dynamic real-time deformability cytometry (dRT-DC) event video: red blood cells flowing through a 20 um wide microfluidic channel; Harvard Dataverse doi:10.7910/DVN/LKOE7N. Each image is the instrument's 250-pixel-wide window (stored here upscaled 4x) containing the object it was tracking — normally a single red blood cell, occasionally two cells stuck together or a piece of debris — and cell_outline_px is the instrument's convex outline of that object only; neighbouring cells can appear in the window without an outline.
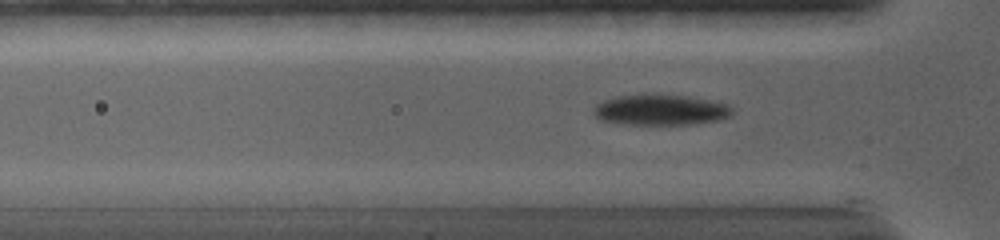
{"species": "common noctule bat (a hibernating species)", "species_latin": "Nyctalus noctula", "temperature_condition": "warm", "stored_images_in_passage": 109, "camera_frame_rate_fps": 5000, "um_per_image_px": 0.085, "animal": {"sex": "female", "body_mass_g": 19.0, "forearm_length_mm": 56.7}, "frame": {"image": 1, "passage_image": 20, "time_ms": 3.6, "image_size_px": [1000, 240], "cell_outline_px": [[732, 116], [720, 120], [700, 124], [628, 124], [600, 120], [592, 112], [592, 108], [596, 104], [604, 100], [616, 96], [644, 92], [660, 92], [708, 100], [728, 104], [732, 108]], "centroid_in_image_um": [56.13, 9.31], "position_along_channel_um": 69.7, "area_um2": 25.55}}
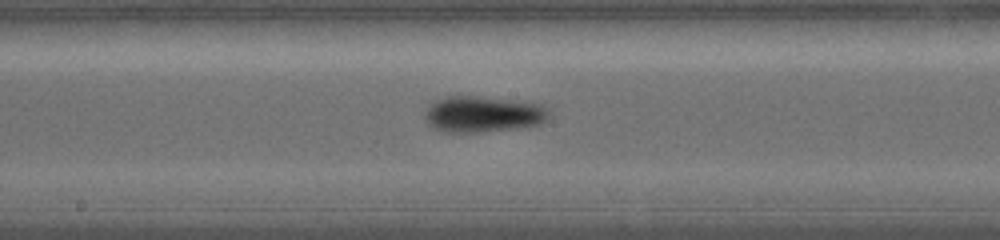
{"frame": {"image": 2, "passage_image": 46, "time_ms": 7.2, "image_size_px": [1000, 240], "cell_outline_px": [[552, 116], [548, 120], [540, 124], [520, 128], [480, 132], [440, 132], [432, 128], [428, 124], [424, 116], [428, 104], [432, 100], [444, 96], [480, 96], [520, 100], [544, 104], [552, 112]], "centroid_in_image_um": [41.09, 9.69], "position_along_channel_um": 207.1, "area_um2": 27.17}}
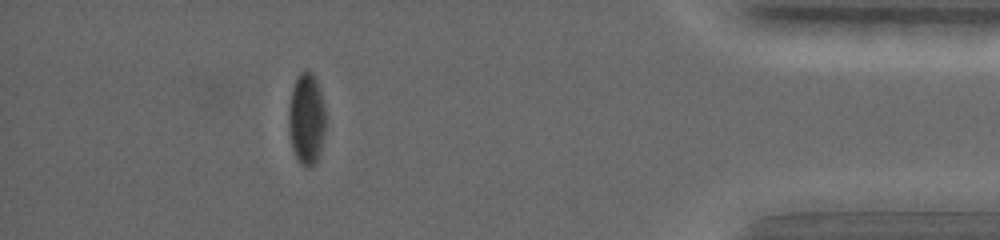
{"frame": {"image": 3, "passage_image": 84, "time_ms": 13.8, "image_size_px": [1000, 240], "cell_outline_px": [[328, 120], [320, 156], [316, 164], [312, 168], [304, 168], [296, 160], [292, 148], [288, 128], [288, 104], [292, 88], [300, 72], [312, 72], [316, 80], [324, 104]], "centroid_in_image_um": [26.07, 10.21], "position_along_channel_um": 409.1, "area_um2": 20.63}, "authors_computed_cell_mechanics": {"area_um2": 24.1604, "velocity_mm_per_s": 3.8265, "shape_relaxation_time_tau1_ms": 1.6125, "shape_relaxation_time_tau2_ms": null, "deformation_change_tau1": 0.1075, "deformation_change_tau2": null}}